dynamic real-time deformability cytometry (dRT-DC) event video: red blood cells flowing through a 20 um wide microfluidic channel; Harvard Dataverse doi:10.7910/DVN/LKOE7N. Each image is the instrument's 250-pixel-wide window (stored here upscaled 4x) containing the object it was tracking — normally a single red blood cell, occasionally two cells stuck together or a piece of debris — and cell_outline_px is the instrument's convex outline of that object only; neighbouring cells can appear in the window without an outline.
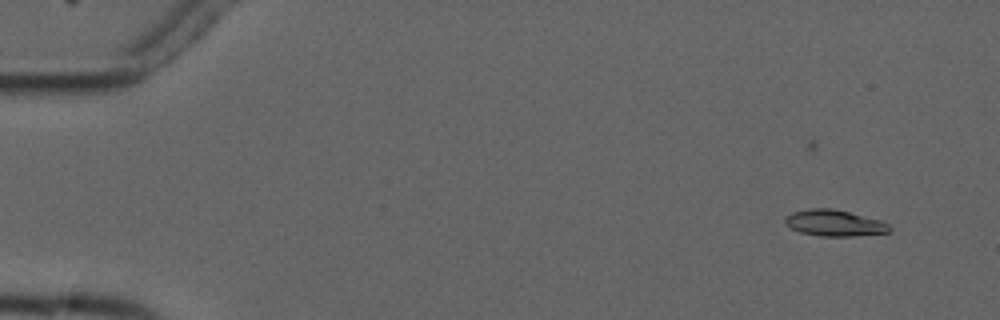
{"species": "common noctule bat (a hibernating species)", "species_latin": "Nyctalus noctula", "temperature_condition": "cold", "stored_images_in_passage": 6, "camera_frame_rate_fps": 3000, "um_per_image_px": 0.085, "animal": {"sex": "male", "forearm_length_mm": 52.5}, "frame": {"image": 1, "passage_image": 2, "time_ms": 1.333, "image_size_px": [1000, 320], "cell_outline_px": [[892, 228], [888, 232], [852, 236], [820, 236], [800, 232], [792, 228], [784, 220], [784, 216], [792, 212], [808, 208], [832, 208], [880, 220], [888, 224]], "centroid_in_image_um": [70.9, 18.95], "position_along_channel_um": 14.1, "area_um2": 15.84}}
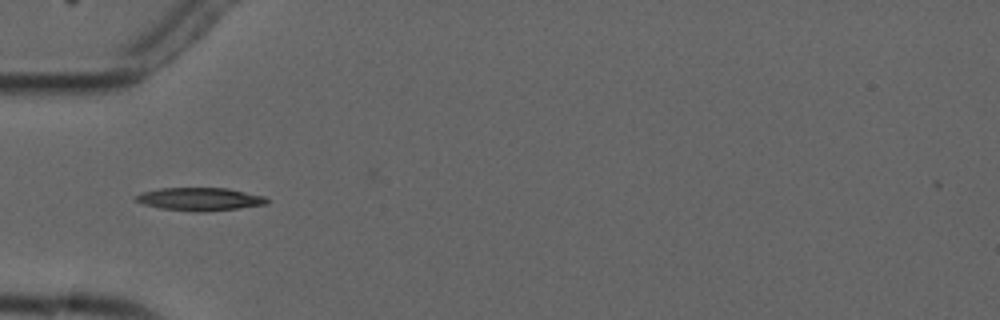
{"frame": {"image": 2, "passage_image": 6, "time_ms": 6.0, "image_size_px": [1000, 320], "cell_outline_px": [[268, 204], [208, 212], [196, 212], [160, 208], [144, 204], [136, 200], [136, 196], [140, 192], [160, 188], [228, 188], [264, 196], [268, 200]], "centroid_in_image_um": [16.99, 16.92], "position_along_channel_um": 68.0, "area_um2": 17.57}}